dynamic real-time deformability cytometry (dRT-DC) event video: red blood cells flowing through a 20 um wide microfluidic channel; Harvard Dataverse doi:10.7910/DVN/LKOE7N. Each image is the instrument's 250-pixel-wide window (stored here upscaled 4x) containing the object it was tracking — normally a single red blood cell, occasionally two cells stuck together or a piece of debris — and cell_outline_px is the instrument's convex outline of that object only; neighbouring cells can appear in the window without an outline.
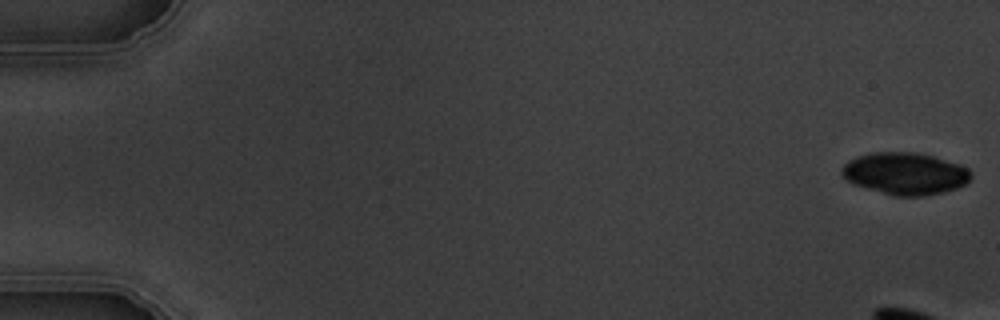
{"species": "common noctule bat (a hibernating species)", "species_latin": "Nyctalus noctula", "temperature_condition": "warm", "stored_images_in_passage": 4, "segment_of_instrument_passage": [2, 2], "camera_frame_rate_fps": 3000, "um_per_image_px": 0.085, "animal": {"sex": "male", "body_mass_g": 19.5, "forearm_length_mm": 54.6}, "frame": {"image": 1, "passage_image": 4, "time_ms": 3.667, "image_size_px": [1000, 320], "cell_outline_px": [[972, 176], [968, 184], [944, 192], [924, 196], [892, 196], [852, 184], [840, 176], [840, 168], [848, 160], [856, 156], [872, 152], [916, 152], [932, 156], [960, 164], [968, 168], [972, 172]], "centroid_in_image_um": [76.91, 14.76], "position_along_channel_um": 8.1, "area_um2": 32.25}}